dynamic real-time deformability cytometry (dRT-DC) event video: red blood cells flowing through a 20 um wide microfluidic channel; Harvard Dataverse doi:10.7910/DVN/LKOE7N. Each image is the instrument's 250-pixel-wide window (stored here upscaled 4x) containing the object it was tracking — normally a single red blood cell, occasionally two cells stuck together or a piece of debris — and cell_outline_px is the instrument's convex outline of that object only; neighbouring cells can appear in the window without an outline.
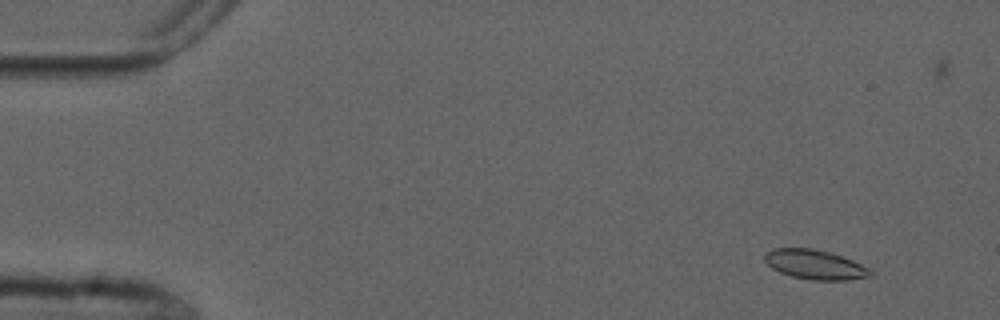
{"species": "common noctule bat (a hibernating species)", "species_latin": "Nyctalus noctula", "temperature_condition": "cold", "stored_images_in_passage": 5, "camera_frame_rate_fps": 3000, "um_per_image_px": 0.085, "animal": {"sex": "male", "forearm_length_mm": 52.5}, "frame": {"image": 1, "passage_image": 1, "time_ms": 0.0, "image_size_px": [1000, 320], "cell_outline_px": [[872, 276], [848, 280], [812, 280], [792, 276], [780, 272], [772, 268], [764, 260], [764, 252], [772, 248], [812, 248], [828, 252], [852, 260], [868, 268], [872, 272]], "centroid_in_image_um": [69.23, 22.48], "position_along_channel_um": 15.8, "area_um2": 18.09}}
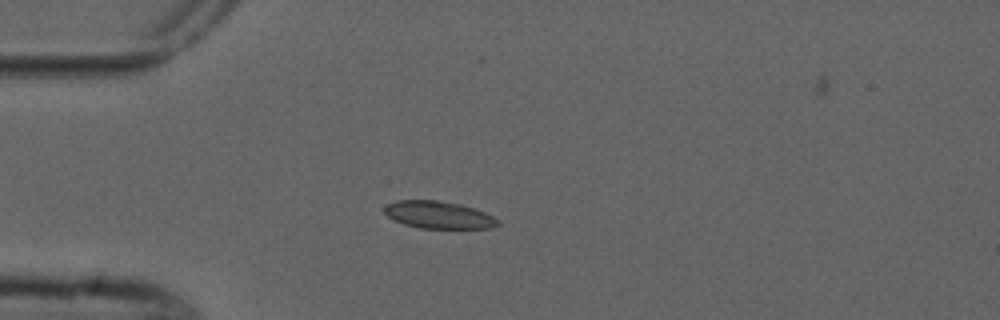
{"frame": {"image": 2, "passage_image": 4, "time_ms": 3.333, "image_size_px": [1000, 320], "cell_outline_px": [[500, 224], [492, 228], [420, 228], [404, 224], [388, 216], [384, 212], [384, 208], [388, 204], [396, 200], [436, 200], [460, 204], [484, 212], [500, 220]], "centroid_in_image_um": [37.29, 18.26], "position_along_channel_um": 47.7, "area_um2": 17.92}}